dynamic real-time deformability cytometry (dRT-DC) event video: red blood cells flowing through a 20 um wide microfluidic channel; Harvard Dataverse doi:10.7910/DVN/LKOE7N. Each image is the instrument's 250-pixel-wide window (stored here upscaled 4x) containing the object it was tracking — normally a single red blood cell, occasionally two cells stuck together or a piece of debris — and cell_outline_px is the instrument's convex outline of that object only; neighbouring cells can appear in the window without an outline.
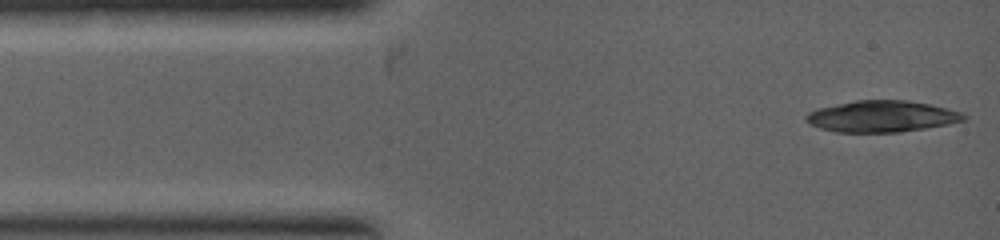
{"species": "common noctule bat (a hibernating species)", "species_latin": "Nyctalus noctula", "temperature_condition": "warm", "stored_images_in_passage": 3, "camera_frame_rate_fps": 5000, "um_per_image_px": 0.085, "animal": {"sex": "female", "body_mass_g": 19.0, "forearm_length_mm": 53.3}, "frame": {"image": 1, "passage_image": 1, "time_ms": 0.0, "image_size_px": [1000, 240], "cell_outline_px": [[968, 116], [964, 120], [948, 124], [900, 132], [836, 132], [820, 128], [804, 120], [804, 116], [808, 112], [816, 108], [856, 100], [908, 100], [948, 108], [960, 112]], "centroid_in_image_um": [74.92, 9.89], "position_along_channel_um": 10.1, "area_um2": 28.84}}